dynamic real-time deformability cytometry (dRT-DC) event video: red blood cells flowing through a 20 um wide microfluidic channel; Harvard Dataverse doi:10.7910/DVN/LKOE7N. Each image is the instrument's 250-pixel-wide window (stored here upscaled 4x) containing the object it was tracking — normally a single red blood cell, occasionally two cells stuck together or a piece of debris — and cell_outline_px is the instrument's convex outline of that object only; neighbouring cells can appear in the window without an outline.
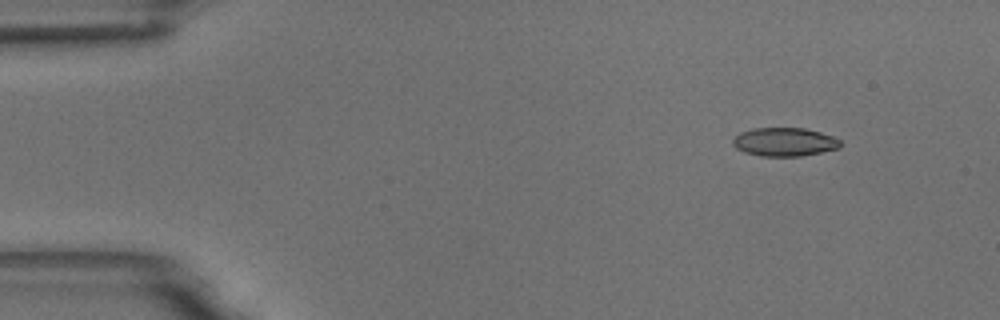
{"species": "common noctule bat (a hibernating species)", "species_latin": "Nyctalus noctula", "temperature_condition": "room temperature", "stored_images_in_passage": 50, "camera_frame_rate_fps": 3000, "um_per_image_px": 0.085, "animal": {"sex": "male", "body_mass_g": 18.8}, "frame": {"image": 1, "passage_image": 1, "time_ms": 0.0, "image_size_px": [1000, 320], "cell_outline_px": [[840, 148], [800, 156], [760, 156], [744, 152], [736, 148], [732, 144], [732, 140], [740, 132], [752, 128], [804, 128], [820, 132], [832, 136], [840, 140]], "centroid_in_image_um": [66.65, 12.06], "position_along_channel_um": 18.3, "area_um2": 17.86}}
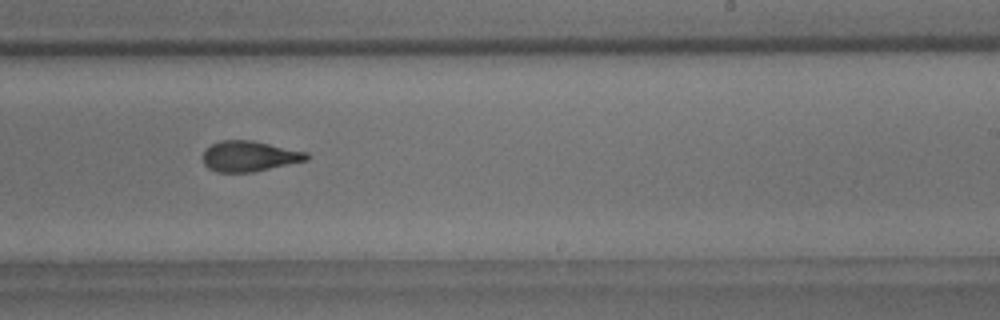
{"frame": {"image": 2, "passage_image": 29, "time_ms": 9.333, "image_size_px": [1000, 320], "cell_outline_px": [[308, 160], [252, 172], [216, 172], [208, 168], [204, 164], [204, 152], [212, 144], [220, 140], [252, 140], [308, 152]], "centroid_in_image_um": [21.2, 13.27], "position_along_channel_um": 267.8, "area_um2": 18.32}}
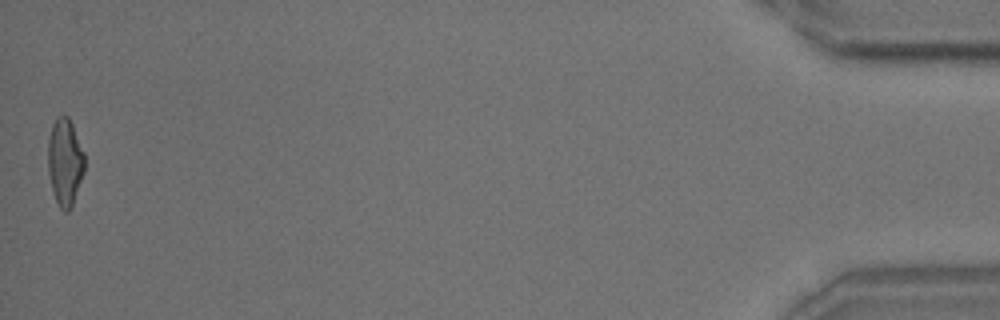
{"frame": {"image": 3, "passage_image": 50, "time_ms": 16.333, "image_size_px": [1000, 320], "cell_outline_px": [[84, 172], [72, 204], [68, 212], [64, 212], [60, 208], [56, 200], [52, 188], [48, 172], [48, 140], [52, 124], [56, 116], [68, 116], [72, 124], [84, 152]], "centroid_in_image_um": [5.51, 13.75], "position_along_channel_um": 429.7, "area_um2": 18.44}, "authors_computed_cell_mechanics": {"area_um2": 18.6405, "velocity_mm_per_s": 3.6633, "shape_relaxation_time_tau1_ms": 5.256, "shape_relaxation_time_tau2_ms": 1.7452, "deformation_change_tau1": 0.1439, "deformation_change_tau2": 0.0897}}